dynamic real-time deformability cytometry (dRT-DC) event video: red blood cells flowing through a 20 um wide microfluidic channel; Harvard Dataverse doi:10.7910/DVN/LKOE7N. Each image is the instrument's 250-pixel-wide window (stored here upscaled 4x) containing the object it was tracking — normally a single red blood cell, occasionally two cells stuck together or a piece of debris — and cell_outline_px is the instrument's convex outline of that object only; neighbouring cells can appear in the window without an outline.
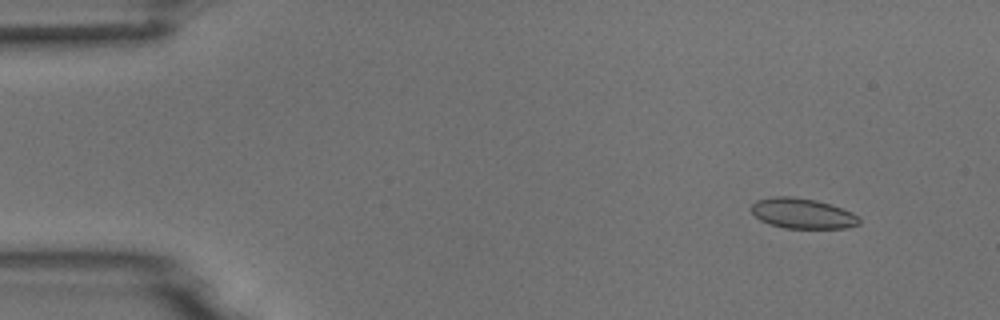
{"species": "common noctule bat (a hibernating species)", "species_latin": "Nyctalus noctula", "temperature_condition": "room temperature", "stored_images_in_passage": 4, "camera_frame_rate_fps": 3000, "um_per_image_px": 0.085, "animal": {"sex": "male", "body_mass_g": 18.8}, "frame": {"image": 1, "passage_image": 1, "time_ms": 0.0, "image_size_px": [1000, 320], "cell_outline_px": [[860, 224], [848, 228], [784, 228], [760, 220], [752, 212], [752, 204], [756, 200], [772, 196], [792, 196], [816, 200], [832, 204], [852, 212], [860, 216]], "centroid_in_image_um": [68.25, 18.13], "position_along_channel_um": 16.7, "area_um2": 19.19}}
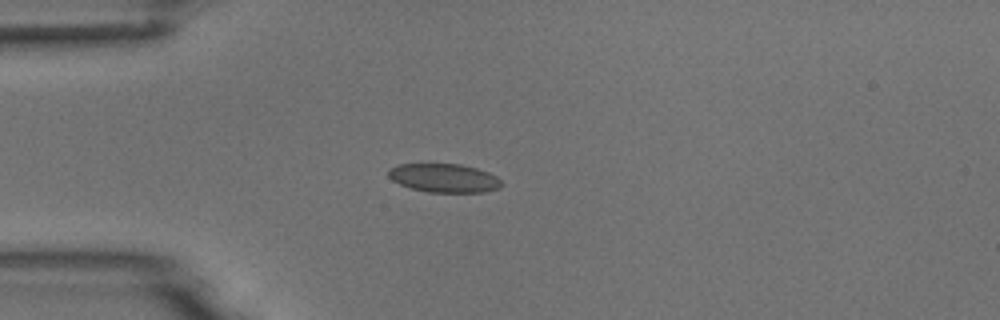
{"frame": {"image": 2, "passage_image": 3, "time_ms": 3.0, "image_size_px": [1000, 320], "cell_outline_px": [[504, 184], [500, 188], [484, 192], [428, 192], [412, 188], [400, 184], [392, 180], [388, 176], [388, 168], [400, 164], [460, 164], [476, 168], [488, 172], [496, 176]], "centroid_in_image_um": [37.76, 15.13], "position_along_channel_um": 47.2, "area_um2": 18.9}}